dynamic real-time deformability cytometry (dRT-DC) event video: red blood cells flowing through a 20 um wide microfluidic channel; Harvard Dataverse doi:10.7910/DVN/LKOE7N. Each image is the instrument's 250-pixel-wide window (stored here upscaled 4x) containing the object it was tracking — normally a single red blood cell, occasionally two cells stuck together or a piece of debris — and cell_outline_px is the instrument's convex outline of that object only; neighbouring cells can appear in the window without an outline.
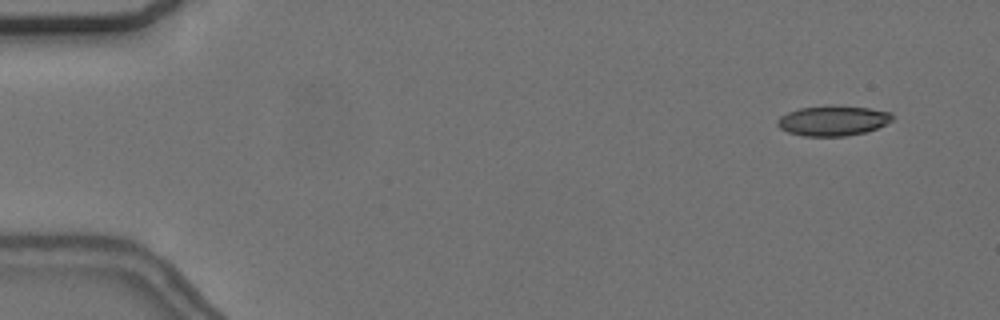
{"species": "common noctule bat (a hibernating species)", "species_latin": "Nyctalus noctula", "temperature_condition": "cold", "stored_images_in_passage": 21, "camera_frame_rate_fps": 3000, "um_per_image_px": 0.085, "animal": {"sex": "female", "body_mass_g": 24.6, "forearm_length_mm": 56.2}, "frame": {"image": 1, "passage_image": 4, "time_ms": 1.0, "image_size_px": [1000, 320], "cell_outline_px": [[892, 120], [876, 128], [864, 132], [848, 136], [804, 136], [788, 132], [780, 128], [776, 124], [776, 120], [780, 116], [788, 112], [800, 108], [868, 108], [892, 112]], "centroid_in_image_um": [70.76, 10.3], "position_along_channel_um": 14.2, "area_um2": 19.31}}
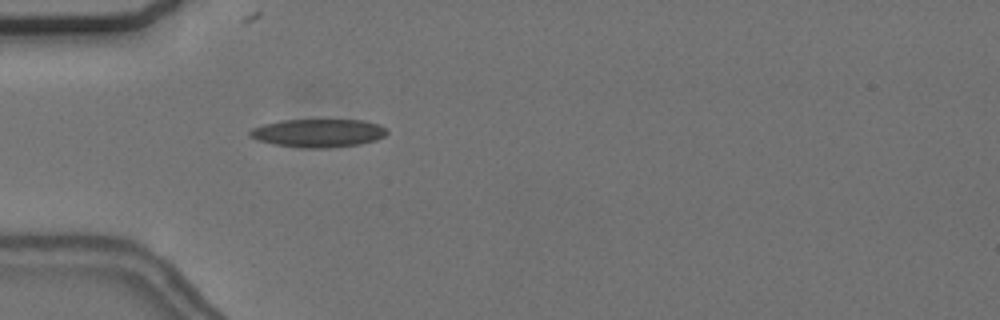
{"frame": {"image": 2, "passage_image": 17, "time_ms": 5.333, "image_size_px": [1000, 320], "cell_outline_px": [[388, 132], [384, 136], [376, 140], [356, 144], [328, 148], [304, 148], [272, 144], [256, 140], [248, 136], [248, 132], [252, 128], [264, 124], [280, 120], [364, 120], [380, 124]], "centroid_in_image_um": [27.01, 11.31], "position_along_channel_um": 58.0, "area_um2": 22.6}}